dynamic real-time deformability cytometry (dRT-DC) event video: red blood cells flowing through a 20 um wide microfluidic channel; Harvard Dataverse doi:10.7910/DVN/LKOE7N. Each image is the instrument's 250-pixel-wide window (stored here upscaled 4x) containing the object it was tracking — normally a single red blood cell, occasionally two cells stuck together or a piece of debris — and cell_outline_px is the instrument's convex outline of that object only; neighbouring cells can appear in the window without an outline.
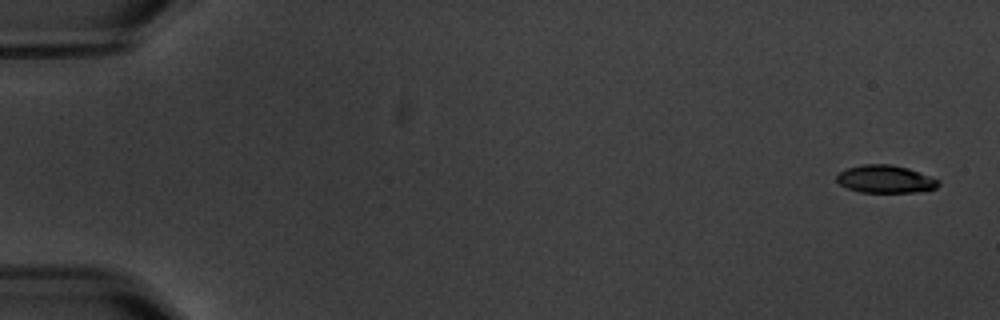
{"species": "common noctule bat (a hibernating species)", "species_latin": "Nyctalus noctula", "temperature_condition": "warm", "stored_images_in_passage": 6, "camera_frame_rate_fps": 3000, "um_per_image_px": 0.085, "animal": {"sex": "male", "body_mass_g": 20.1, "forearm_length_mm": 53.5}, "frame": {"image": 1, "passage_image": 1, "time_ms": 0.0, "image_size_px": [1000, 320], "cell_outline_px": [[940, 184], [936, 188], [916, 192], [860, 192], [848, 188], [840, 184], [836, 180], [836, 176], [840, 172], [848, 168], [864, 164], [892, 164], [908, 168], [940, 180]], "centroid_in_image_um": [75.27, 15.22], "position_along_channel_um": 9.7, "area_um2": 16.36}}
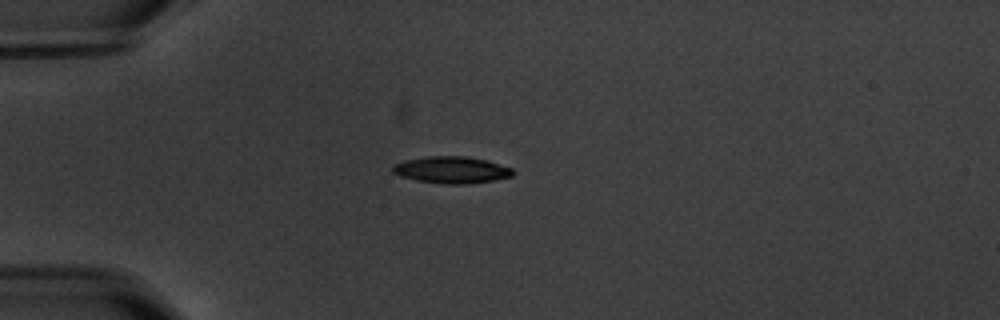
{"frame": {"image": 2, "passage_image": 5, "time_ms": 4.667, "image_size_px": [1000, 320], "cell_outline_px": [[512, 176], [492, 180], [468, 184], [440, 184], [416, 180], [400, 176], [392, 172], [392, 164], [408, 160], [428, 156], [468, 156], [488, 160], [512, 168]], "centroid_in_image_um": [38.36, 14.44], "position_along_channel_um": 46.6, "area_um2": 18.79}}